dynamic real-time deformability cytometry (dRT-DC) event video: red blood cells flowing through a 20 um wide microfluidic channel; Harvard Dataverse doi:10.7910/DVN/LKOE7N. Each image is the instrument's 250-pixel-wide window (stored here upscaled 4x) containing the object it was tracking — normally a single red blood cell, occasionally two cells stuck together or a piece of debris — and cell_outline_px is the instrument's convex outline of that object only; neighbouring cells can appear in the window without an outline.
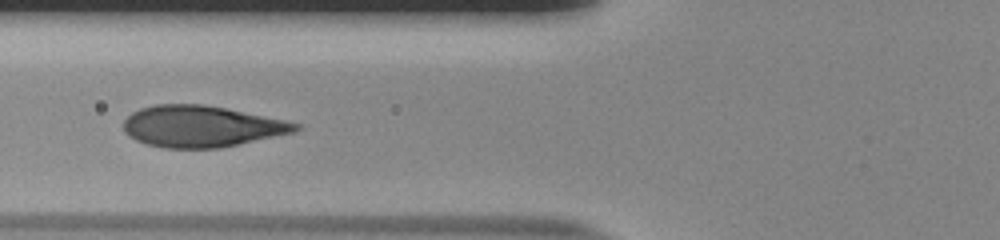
{"species": "human", "species_latin": "Homo sapiens", "temperature_condition": "room temperature", "stored_images_in_passage": 53, "segment_of_instrument_passage": [1, 2], "camera_frame_rate_fps": 3000, "um_per_image_px": 0.085, "donor": {"sex": "male"}, "frame": {"image": 1, "passage_image": 20, "time_ms": 6.333, "image_size_px": [1000, 240], "cell_outline_px": [[304, 128], [296, 132], [240, 144], [220, 148], [164, 148], [148, 144], [136, 140], [128, 136], [124, 132], [124, 120], [132, 112], [140, 108], [156, 104], [204, 104], [288, 120], [300, 124]], "centroid_in_image_um": [17.17, 10.74], "position_along_channel_um": 108.6, "area_um2": 41.79}}
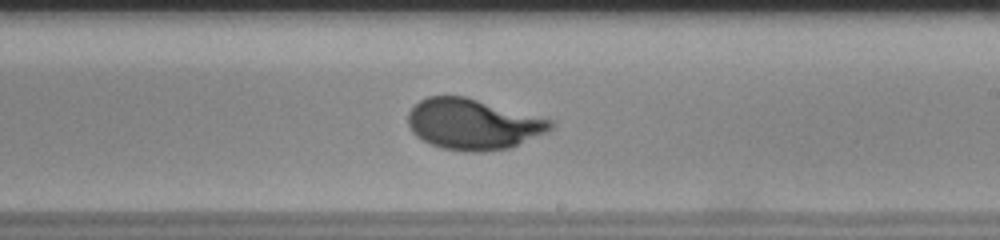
{"frame": {"image": 2, "passage_image": 31, "time_ms": 10.0, "image_size_px": [1000, 240], "cell_outline_px": [[556, 124], [552, 128], [544, 132], [508, 148], [484, 152], [464, 152], [440, 148], [416, 136], [412, 132], [408, 124], [408, 112], [420, 100], [428, 96], [464, 96], [552, 120]], "centroid_in_image_um": [40.16, 10.56], "position_along_channel_um": 248.8, "area_um2": 41.73}}
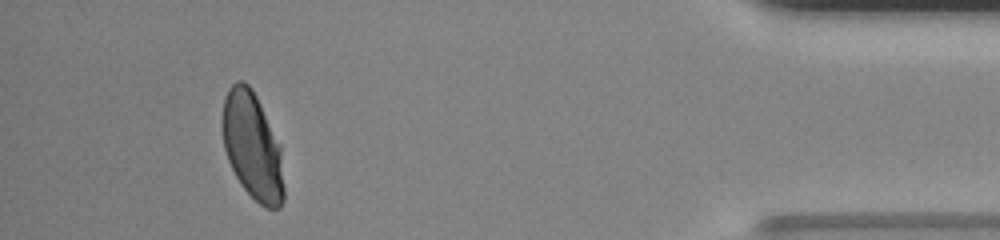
{"frame": {"image": 3, "passage_image": 48, "time_ms": 15.667, "image_size_px": [1000, 240], "cell_outline_px": [[284, 200], [280, 208], [264, 208], [240, 184], [228, 160], [224, 148], [220, 124], [220, 120], [224, 100], [228, 88], [236, 80], [244, 80], [252, 88], [280, 144], [284, 188]], "centroid_in_image_um": [21.43, 12.4], "position_along_channel_um": 413.8, "area_um2": 38.73}}